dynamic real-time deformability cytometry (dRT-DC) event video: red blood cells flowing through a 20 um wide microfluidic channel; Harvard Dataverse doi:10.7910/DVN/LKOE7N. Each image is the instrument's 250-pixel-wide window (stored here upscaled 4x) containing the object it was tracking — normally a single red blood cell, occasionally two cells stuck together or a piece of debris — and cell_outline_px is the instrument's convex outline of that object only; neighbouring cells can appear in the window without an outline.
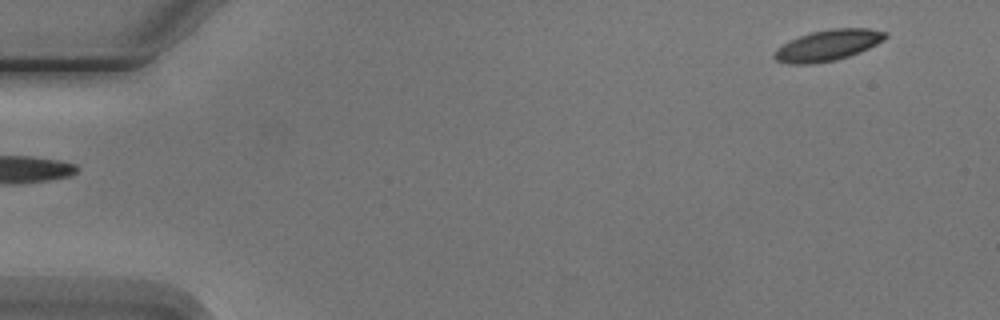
{"species": "Egyptian fruit bat (a non-hibernating species)", "species_latin": "Rousettus aegyptiacus", "temperature_condition": "cold", "stored_images_in_passage": 3, "camera_frame_rate_fps": 3000, "um_per_image_px": 0.085, "animal": {"sex": "male"}, "frame": {"image": 1, "passage_image": 3, "time_ms": 2.333, "image_size_px": [1000, 320], "cell_outline_px": [[888, 36], [884, 40], [860, 52], [836, 60], [812, 64], [788, 64], [776, 60], [772, 56], [776, 48], [788, 40], [812, 32], [832, 28], [868, 28], [888, 32]], "centroid_in_image_um": [70.35, 3.85], "position_along_channel_um": 14.6, "area_um2": 20.17}}